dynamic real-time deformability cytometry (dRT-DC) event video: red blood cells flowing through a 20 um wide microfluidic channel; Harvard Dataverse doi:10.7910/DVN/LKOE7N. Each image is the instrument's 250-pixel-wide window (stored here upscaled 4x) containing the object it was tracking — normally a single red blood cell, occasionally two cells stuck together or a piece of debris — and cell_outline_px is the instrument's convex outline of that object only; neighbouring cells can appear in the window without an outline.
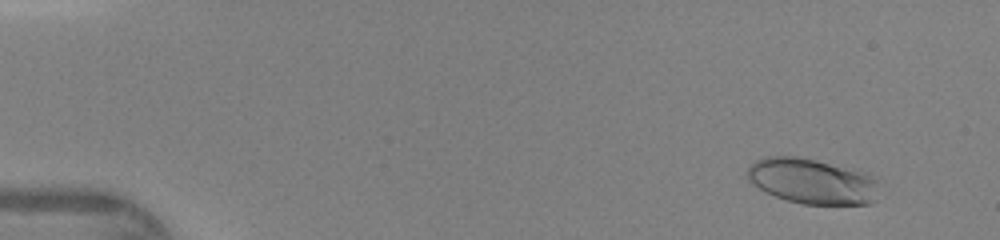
{"species": "human", "species_latin": "Homo sapiens", "temperature_condition": "warm", "stored_images_in_passage": 45, "camera_frame_rate_fps": 3000, "um_per_image_px": 0.085, "donor": {"sex": "female"}, "frame": {"image": 1, "passage_image": 2, "time_ms": 0.333, "image_size_px": [1000, 240], "cell_outline_px": [[876, 180], [872, 200], [868, 204], [804, 204], [788, 200], [764, 192], [752, 184], [748, 180], [748, 168], [756, 160], [764, 156], [796, 156], [828, 164], [872, 176]], "centroid_in_image_um": [68.89, 15.41], "position_along_channel_um": 16.1, "area_um2": 33.7}}
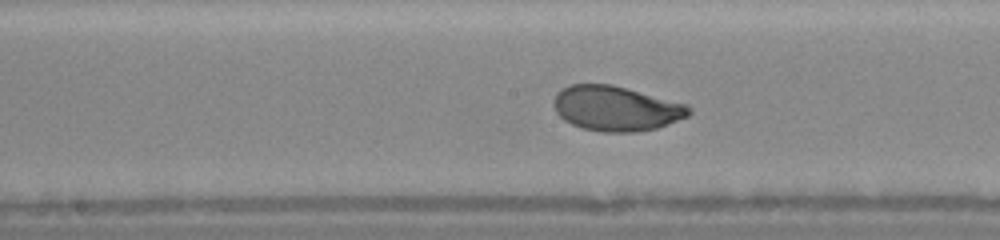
{"frame": {"image": 2, "passage_image": 23, "time_ms": 7.333, "image_size_px": [1000, 240], "cell_outline_px": [[692, 112], [688, 116], [656, 128], [636, 132], [600, 132], [580, 128], [564, 120], [556, 112], [552, 100], [556, 92], [572, 84], [612, 84], [688, 104], [692, 108]], "centroid_in_image_um": [52.36, 9.22], "position_along_channel_um": 195.8, "area_um2": 35.6}}
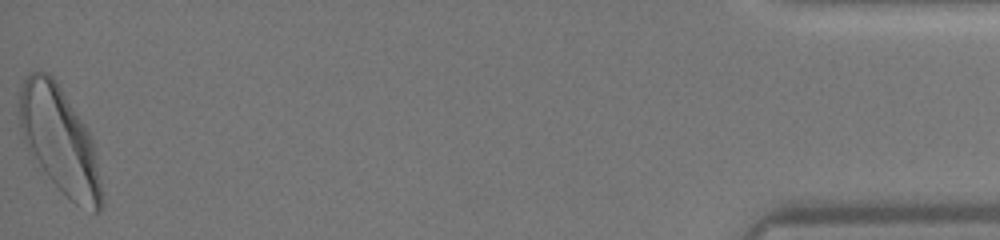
{"frame": {"image": 3, "passage_image": 45, "time_ms": 14.667, "image_size_px": [1000, 240], "cell_outline_px": [[104, 204], [100, 212], [92, 212], [76, 204], [48, 176], [28, 152], [20, 128], [16, 92], [28, 72], [48, 72], [56, 80], [84, 124], [92, 140]], "centroid_in_image_um": [5.01, 11.87], "position_along_channel_um": 430.2, "area_um2": 50.63}}